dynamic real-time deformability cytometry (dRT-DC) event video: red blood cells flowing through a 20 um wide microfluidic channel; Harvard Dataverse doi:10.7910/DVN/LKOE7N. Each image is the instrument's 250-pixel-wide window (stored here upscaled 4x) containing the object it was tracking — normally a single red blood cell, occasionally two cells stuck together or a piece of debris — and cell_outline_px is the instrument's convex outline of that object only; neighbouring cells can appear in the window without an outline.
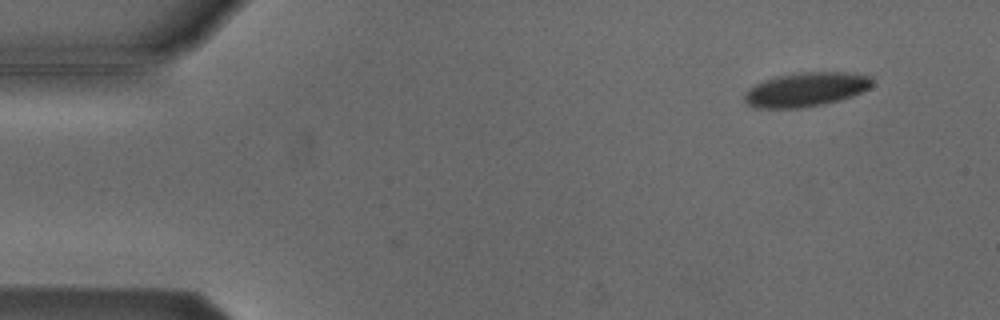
{"species": "Egyptian fruit bat (a non-hibernating species)", "species_latin": "Rousettus aegyptiacus", "temperature_condition": "cold", "stored_images_in_passage": 2, "camera_frame_rate_fps": 3000, "um_per_image_px": 0.085, "animal": {"sex": "male"}, "frame": {"image": 1, "passage_image": 2, "time_ms": 1.333, "image_size_px": [1000, 320], "cell_outline_px": [[872, 84], [868, 88], [852, 96], [824, 104], [800, 108], [756, 108], [748, 104], [744, 100], [744, 92], [748, 88], [764, 80], [776, 76], [800, 72], [848, 72], [872, 76]], "centroid_in_image_um": [68.48, 7.6], "position_along_channel_um": 16.5, "area_um2": 25.43}}